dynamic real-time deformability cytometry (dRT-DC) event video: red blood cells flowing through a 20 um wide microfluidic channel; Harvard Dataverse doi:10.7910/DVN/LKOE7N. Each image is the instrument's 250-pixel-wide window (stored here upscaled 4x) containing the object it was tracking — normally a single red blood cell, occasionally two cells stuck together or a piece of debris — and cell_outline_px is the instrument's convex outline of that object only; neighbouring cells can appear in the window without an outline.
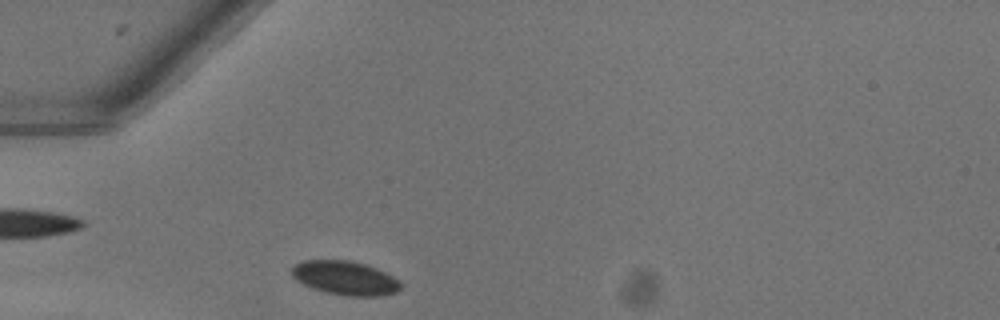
{"species": "common noctule bat (a hibernating species)", "species_latin": "Nyctalus noctula", "temperature_condition": "warm", "stored_images_in_passage": 34, "camera_frame_rate_fps": 3000, "um_per_image_px": 0.085, "animal": {"sex": "female"}, "frame": {"image": 1, "passage_image": 1, "time_ms": 0.0, "image_size_px": [1000, 320], "cell_outline_px": [[400, 288], [396, 292], [380, 296], [344, 296], [324, 292], [312, 288], [296, 280], [292, 276], [292, 268], [296, 264], [304, 260], [348, 260], [364, 264], [376, 268], [392, 276], [400, 284]], "centroid_in_image_um": [29.3, 23.64], "position_along_channel_um": 55.7, "area_um2": 21.39}}
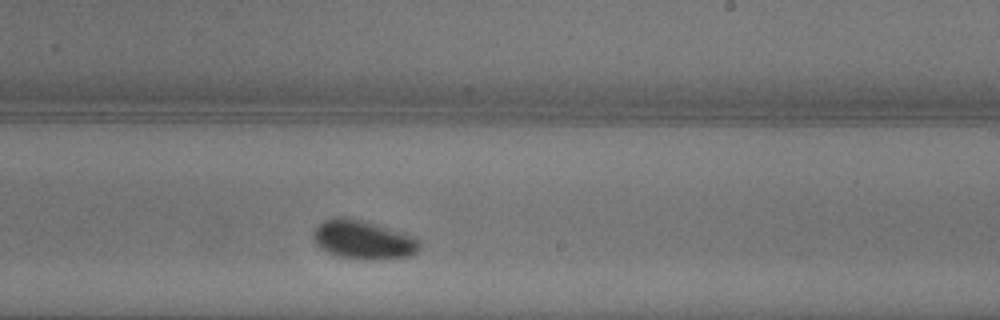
{"frame": {"image": 2, "passage_image": 17, "time_ms": 5.333, "image_size_px": [1000, 320], "cell_outline_px": [[420, 244], [416, 252], [408, 256], [384, 260], [360, 260], [340, 256], [328, 252], [320, 248], [316, 244], [312, 236], [312, 232], [324, 220], [336, 216], [360, 220], [416, 236], [420, 240]], "centroid_in_image_um": [30.88, 20.4], "position_along_channel_um": 258.1, "area_um2": 24.04}}
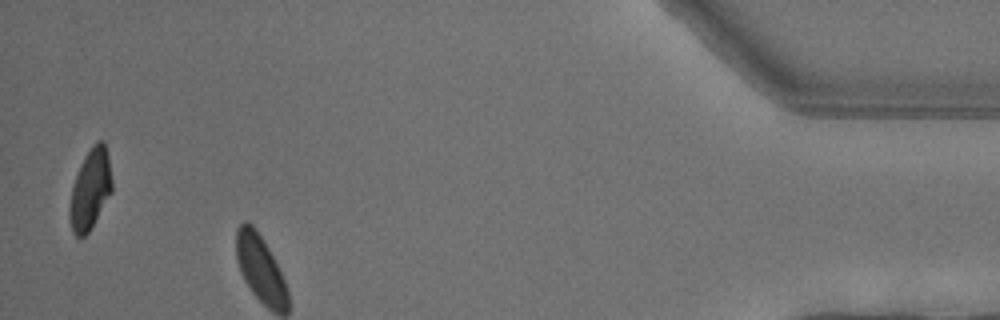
{"frame": {"image": 3, "passage_image": 33, "time_ms": 10.667, "image_size_px": [1000, 320], "cell_outline_px": [[112, 192], [92, 228], [84, 236], [76, 236], [72, 232], [68, 216], [68, 208], [72, 188], [80, 164], [92, 144], [96, 140], [104, 140], [108, 156], [112, 180]], "centroid_in_image_um": [7.67, 16.1], "position_along_channel_um": 427.5, "area_um2": 20.06}, "authors_computed_cell_mechanics": {"area_um2": 22.2241, "velocity_mm_per_s": 3.9892, "shape_relaxation_time_tau1_ms": 2.0898, "shape_relaxation_time_tau2_ms": null, "deformation_change_tau1": 0.0518, "deformation_change_tau2": null}}